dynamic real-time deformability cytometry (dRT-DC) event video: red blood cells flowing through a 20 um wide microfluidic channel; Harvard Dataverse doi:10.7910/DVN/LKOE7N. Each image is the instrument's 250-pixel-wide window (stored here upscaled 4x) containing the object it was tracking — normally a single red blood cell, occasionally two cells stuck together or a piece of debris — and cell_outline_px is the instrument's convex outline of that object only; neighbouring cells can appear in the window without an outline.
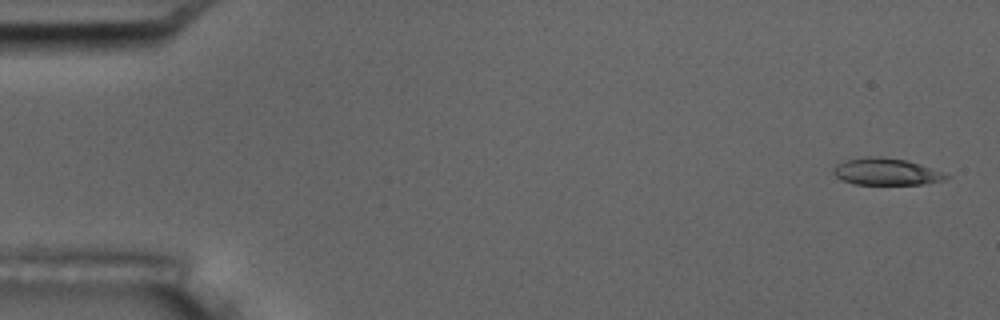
{"species": "common noctule bat (a hibernating species)", "species_latin": "Nyctalus noctula", "temperature_condition": "room temperature", "stored_images_in_passage": 5, "camera_frame_rate_fps": 3000, "um_per_image_px": 0.085, "animal": {"sex": "male", "body_mass_g": 17.5, "forearm_length_mm": 52.3}, "frame": {"image": 1, "passage_image": 1, "time_ms": 0.0, "image_size_px": [1000, 320], "cell_outline_px": [[952, 176], [944, 180], [924, 184], [852, 184], [840, 180], [832, 172], [832, 168], [836, 164], [848, 160], [864, 156], [880, 156], [904, 160], [920, 164]], "centroid_in_image_um": [75.28, 14.6], "position_along_channel_um": 9.7, "area_um2": 17.69}}
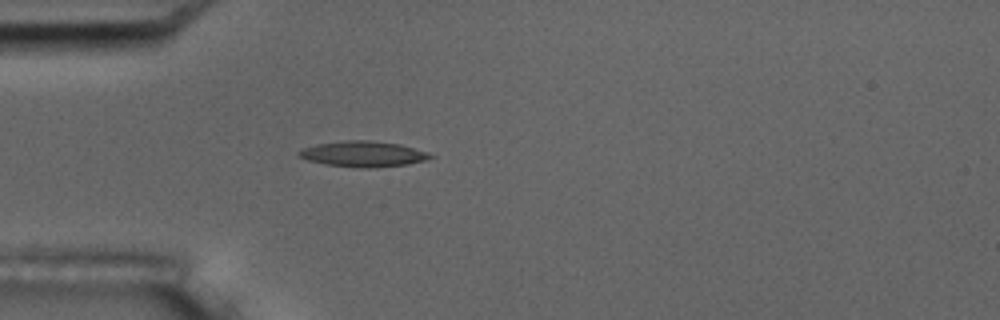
{"frame": {"image": 2, "passage_image": 5, "time_ms": 1.333, "image_size_px": [1000, 320], "cell_outline_px": [[436, 156], [424, 160], [408, 164], [368, 168], [360, 168], [324, 164], [308, 160], [296, 156], [296, 152], [304, 148], [316, 144], [344, 140], [368, 140], [400, 144], [428, 152]], "centroid_in_image_um": [30.84, 13.08], "position_along_channel_um": 54.2, "area_um2": 19.71}}